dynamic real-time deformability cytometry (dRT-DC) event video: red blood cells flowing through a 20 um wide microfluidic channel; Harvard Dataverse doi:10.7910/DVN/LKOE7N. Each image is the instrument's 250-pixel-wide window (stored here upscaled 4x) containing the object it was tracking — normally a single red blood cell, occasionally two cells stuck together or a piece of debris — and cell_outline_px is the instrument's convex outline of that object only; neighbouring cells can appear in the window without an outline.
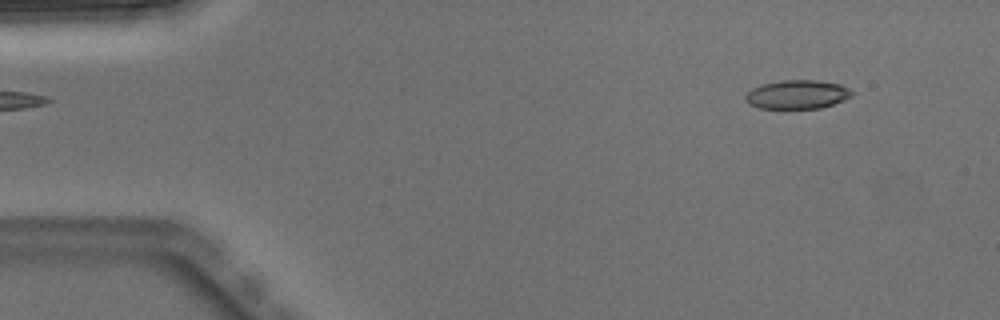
{"species": "Egyptian fruit bat (a non-hibernating species)", "species_latin": "Rousettus aegyptiacus", "temperature_condition": "warm", "stored_images_in_passage": 4, "camera_frame_rate_fps": 3000, "um_per_image_px": 0.085, "animal": {"sex": "male"}, "frame": {"image": 1, "passage_image": 1, "time_ms": 0.0, "image_size_px": [1000, 320], "cell_outline_px": [[852, 96], [844, 100], [820, 108], [760, 108], [748, 104], [744, 100], [744, 96], [752, 88], [764, 84], [784, 80], [816, 80], [840, 84], [848, 88], [852, 92]], "centroid_in_image_um": [67.75, 8.03], "position_along_channel_um": 17.3, "area_um2": 17.74}}
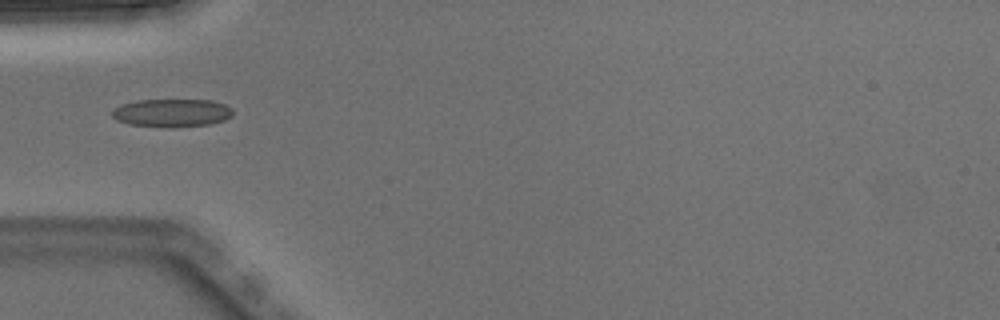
{"frame": {"image": 2, "passage_image": 4, "time_ms": 1.0, "image_size_px": [1000, 320], "cell_outline_px": [[232, 116], [224, 120], [212, 124], [168, 128], [128, 124], [116, 120], [112, 116], [112, 108], [120, 104], [136, 100], [212, 100], [224, 104], [232, 108]], "centroid_in_image_um": [14.58, 9.6], "position_along_channel_um": 70.4, "area_um2": 20.06}}